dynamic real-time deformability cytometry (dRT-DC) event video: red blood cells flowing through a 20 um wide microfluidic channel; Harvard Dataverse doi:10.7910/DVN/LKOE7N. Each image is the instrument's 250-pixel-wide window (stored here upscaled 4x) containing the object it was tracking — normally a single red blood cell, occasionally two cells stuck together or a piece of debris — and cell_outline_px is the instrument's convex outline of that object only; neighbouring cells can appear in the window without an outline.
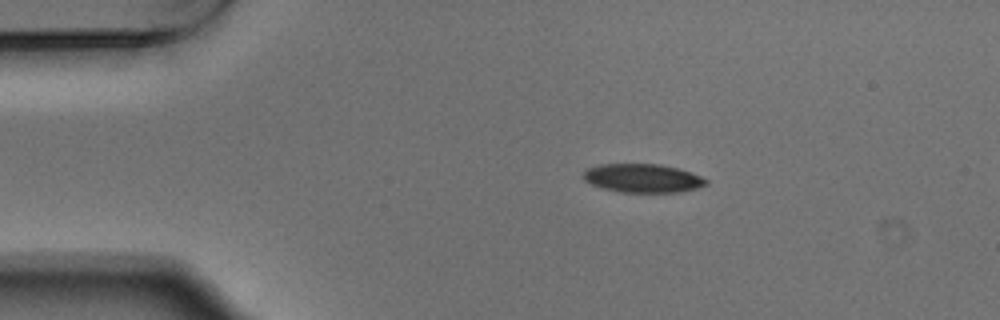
{"species": "Egyptian fruit bat (a non-hibernating species)", "species_latin": "Rousettus aegyptiacus", "temperature_condition": "warm", "stored_images_in_passage": 12, "camera_frame_rate_fps": 3000, "um_per_image_px": 0.085, "animal": {"sex": "male"}, "frame": {"image": 1, "passage_image": 6, "time_ms": 1.667, "image_size_px": [1000, 320], "cell_outline_px": [[708, 184], [696, 188], [680, 192], [620, 192], [604, 188], [592, 184], [584, 180], [584, 172], [588, 168], [600, 164], [660, 164], [676, 168], [700, 176], [708, 180]], "centroid_in_image_um": [54.63, 15.15], "position_along_channel_um": 30.4, "area_um2": 20.23}}